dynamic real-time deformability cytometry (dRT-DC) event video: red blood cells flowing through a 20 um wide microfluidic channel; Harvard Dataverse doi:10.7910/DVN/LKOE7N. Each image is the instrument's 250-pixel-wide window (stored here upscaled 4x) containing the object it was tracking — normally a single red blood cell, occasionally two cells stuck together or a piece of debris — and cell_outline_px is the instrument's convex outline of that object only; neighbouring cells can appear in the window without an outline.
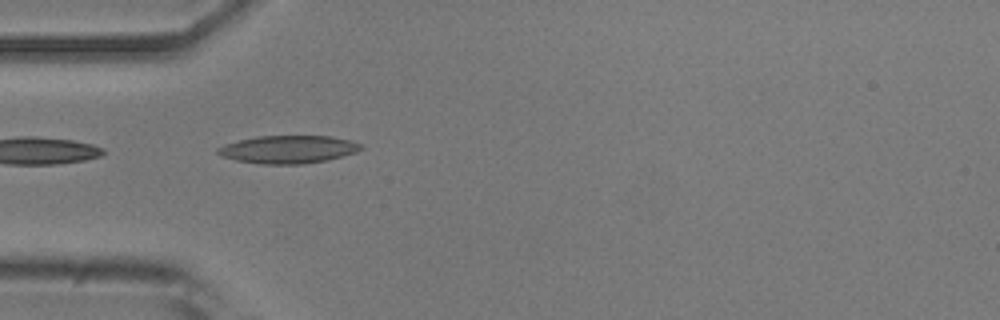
{"species": "common noctule bat (a hibernating species)", "species_latin": "Nyctalus noctula", "temperature_condition": "room temperature", "stored_images_in_passage": 8, "camera_frame_rate_fps": 3000, "um_per_image_px": 0.085, "animal": {"sex": "male", "body_mass_g": 20.5, "forearm_length_mm": 52.5}, "frame": {"image": 1, "passage_image": 4, "time_ms": 1.0, "image_size_px": [1000, 320], "cell_outline_px": [[364, 148], [356, 152], [328, 160], [304, 164], [260, 164], [236, 160], [220, 156], [216, 152], [216, 148], [224, 144], [256, 136], [332, 136], [352, 140], [364, 144]], "centroid_in_image_um": [24.52, 12.7], "position_along_channel_um": 60.5, "area_um2": 23.52}}
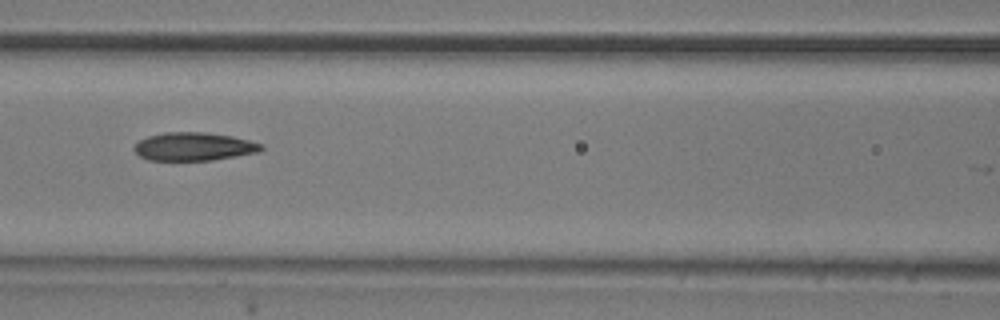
{"frame": {"image": 2, "passage_image": 6, "time_ms": 1.667, "image_size_px": [1000, 320], "cell_outline_px": [[264, 148], [256, 152], [236, 156], [212, 160], [148, 160], [140, 156], [132, 148], [140, 140], [148, 136], [164, 132], [204, 132], [232, 136], [264, 144]], "centroid_in_image_um": [16.47, 12.45], "position_along_channel_um": 150.1, "area_um2": 20.81}}
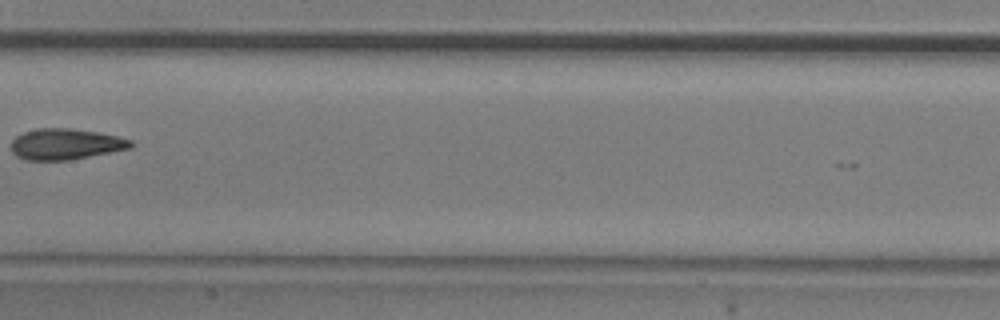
{"frame": {"image": 3, "passage_image": 7, "time_ms": 2.0, "image_size_px": [1000, 320], "cell_outline_px": [[136, 144], [132, 148], [68, 160], [24, 160], [16, 156], [12, 152], [12, 140], [16, 136], [24, 132], [40, 128], [72, 128], [96, 132], [116, 136], [132, 140]], "centroid_in_image_um": [5.58, 12.25], "position_along_channel_um": 201.8, "area_um2": 21.56}}